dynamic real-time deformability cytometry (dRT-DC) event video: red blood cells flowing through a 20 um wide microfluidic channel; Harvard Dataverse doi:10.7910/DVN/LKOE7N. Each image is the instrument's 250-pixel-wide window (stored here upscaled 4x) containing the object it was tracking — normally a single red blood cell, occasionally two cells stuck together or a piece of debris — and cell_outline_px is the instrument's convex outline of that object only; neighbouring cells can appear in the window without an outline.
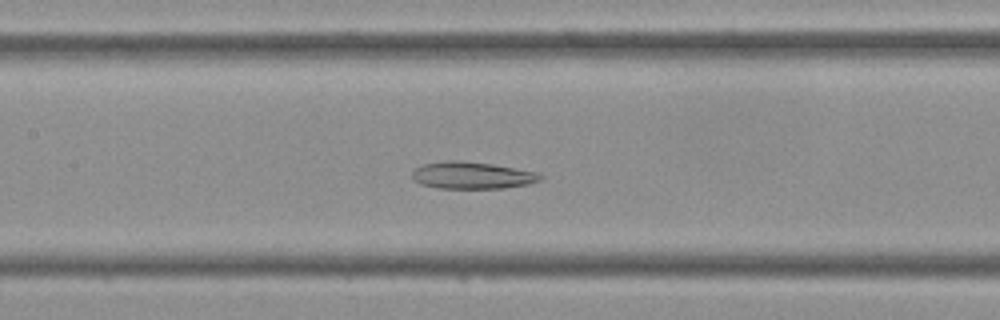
{"species": "Egyptian fruit bat (a non-hibernating species)", "species_latin": "Rousettus aegyptiacus", "temperature_condition": "cold", "stored_images_in_passage": 31, "camera_frame_rate_fps": 3000, "um_per_image_px": 0.085, "frame": {"image": 1, "passage_image": 7, "time_ms": 2.0, "image_size_px": [1000, 320], "cell_outline_px": [[544, 176], [540, 180], [528, 184], [504, 188], [436, 188], [420, 184], [412, 180], [412, 172], [416, 168], [424, 164], [444, 160], [460, 160], [492, 164], [540, 172]], "centroid_in_image_um": [40.13, 14.9], "position_along_channel_um": 167.3, "area_um2": 20.4}}
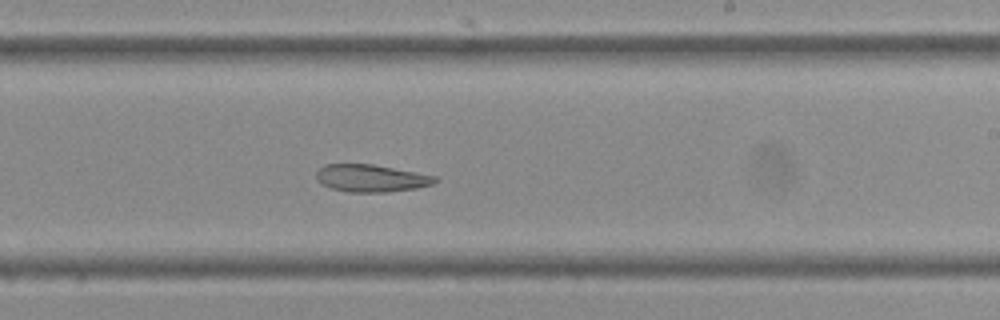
{"frame": {"image": 2, "passage_image": 13, "time_ms": 4.0, "image_size_px": [1000, 320], "cell_outline_px": [[440, 180], [432, 184], [416, 188], [384, 192], [348, 192], [332, 188], [320, 184], [316, 180], [316, 172], [324, 164], [372, 164], [436, 176]], "centroid_in_image_um": [31.51, 15.15], "position_along_channel_um": 257.5, "area_um2": 18.9}}
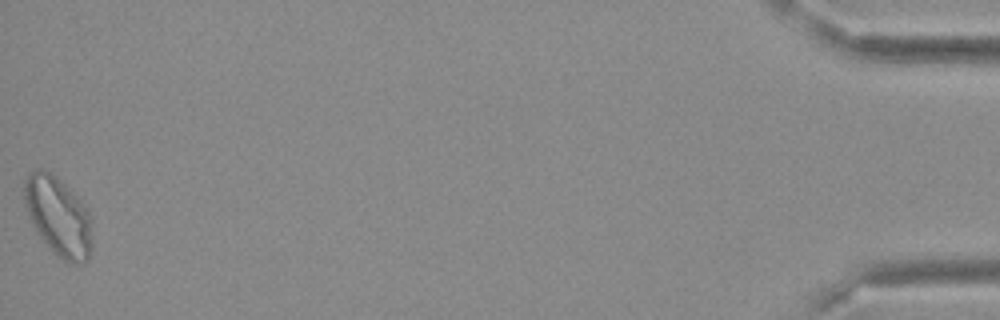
{"frame": {"image": 3, "passage_image": 31, "time_ms": 10.0, "image_size_px": [1000, 320], "cell_outline_px": [[92, 248], [84, 264], [72, 264], [56, 256], [52, 252], [36, 232], [32, 224], [24, 200], [24, 180], [28, 172], [36, 168], [44, 168], [52, 172], [88, 208], [92, 236]], "centroid_in_image_um": [4.94, 18.38], "position_along_channel_um": 430.3, "area_um2": 31.62}}